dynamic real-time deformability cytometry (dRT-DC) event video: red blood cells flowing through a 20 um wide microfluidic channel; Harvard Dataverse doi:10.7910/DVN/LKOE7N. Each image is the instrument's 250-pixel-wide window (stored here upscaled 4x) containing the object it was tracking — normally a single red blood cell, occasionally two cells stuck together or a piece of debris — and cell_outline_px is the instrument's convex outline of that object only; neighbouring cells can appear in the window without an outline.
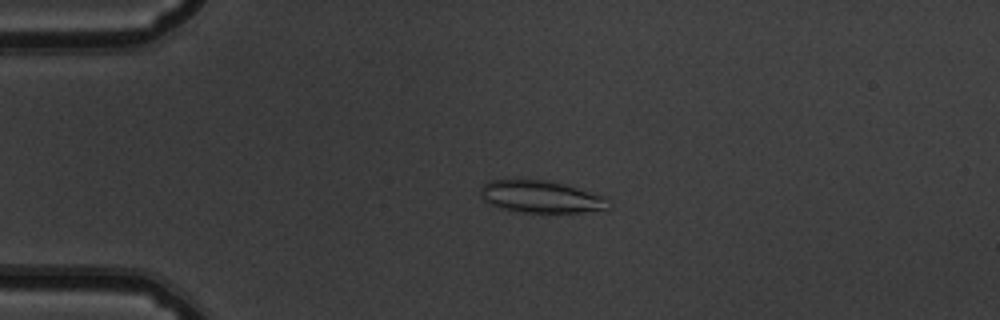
{"species": "common noctule bat (a hibernating species)", "species_latin": "Nyctalus noctula", "temperature_condition": "warm", "stored_images_in_passage": 54, "camera_frame_rate_fps": 3000, "um_per_image_px": 0.085, "animal": {"sex": "male", "body_mass_g": 19.5, "forearm_length_mm": 54.6}, "frame": {"image": 1, "passage_image": 13, "time_ms": 4.0, "image_size_px": [1000, 320], "cell_outline_px": [[612, 208], [584, 212], [524, 212], [500, 208], [484, 200], [480, 196], [480, 188], [488, 180], [548, 180], [564, 184], [604, 196], [612, 204]], "centroid_in_image_um": [46.0, 16.72], "position_along_channel_um": 39.0, "area_um2": 23.93}}
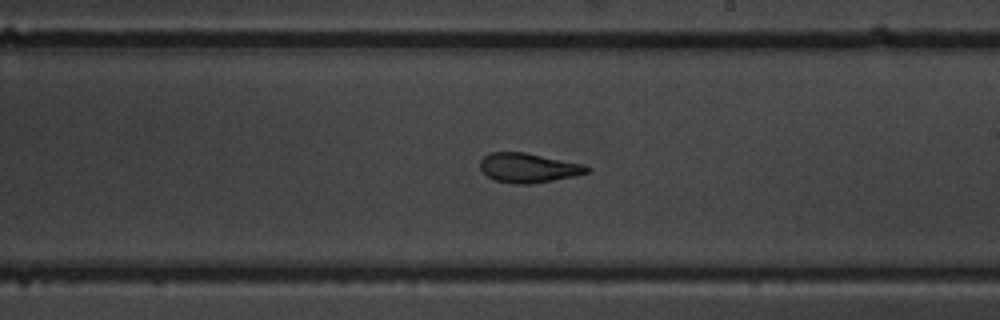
{"frame": {"image": 2, "passage_image": 32, "time_ms": 10.333, "image_size_px": [1000, 320], "cell_outline_px": [[588, 172], [576, 176], [532, 184], [516, 184], [496, 180], [488, 176], [480, 168], [480, 160], [488, 152], [524, 152], [584, 164], [588, 168]], "centroid_in_image_um": [44.9, 14.26], "position_along_channel_um": 244.1, "area_um2": 18.26}}
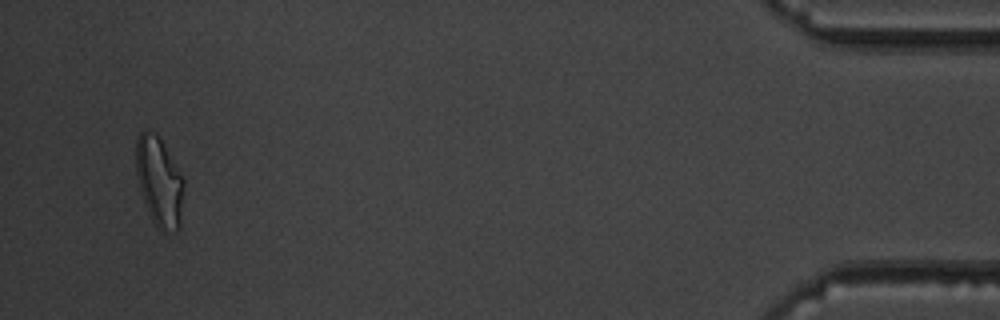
{"frame": {"image": 3, "passage_image": 52, "time_ms": 17.0, "image_size_px": [1000, 320], "cell_outline_px": [[184, 184], [180, 228], [176, 232], [160, 232], [156, 228], [152, 220], [144, 200], [136, 172], [136, 140], [140, 132], [144, 128], [156, 132], [184, 176]], "centroid_in_image_um": [13.56, 15.44], "position_along_channel_um": 421.6, "area_um2": 25.32}, "authors_computed_cell_mechanics": {"area_um2": 20.6635, "velocity_mm_per_s": 3.789, "shape_relaxation_time_tau1_ms": null, "shape_relaxation_time_tau2_ms": 2.1618, "deformation_change_tau1": null, "deformation_change_tau2": 0.1087}}